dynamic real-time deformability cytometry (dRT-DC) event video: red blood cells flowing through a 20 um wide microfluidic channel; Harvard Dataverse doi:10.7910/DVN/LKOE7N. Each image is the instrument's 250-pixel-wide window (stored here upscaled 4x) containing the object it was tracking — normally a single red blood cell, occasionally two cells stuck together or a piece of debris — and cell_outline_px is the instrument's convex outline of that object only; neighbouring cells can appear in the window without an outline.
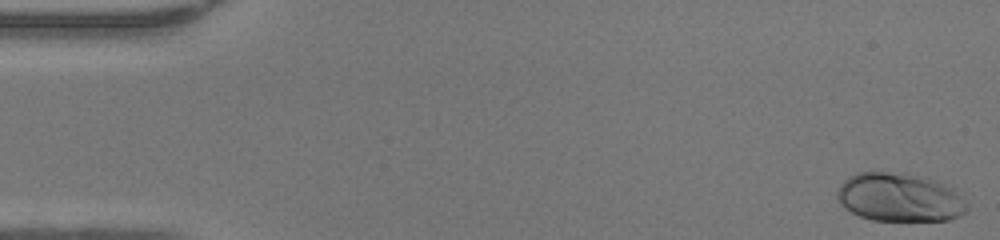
{"species": "human", "species_latin": "Homo sapiens", "temperature_condition": "warm", "stored_images_in_passage": 48, "camera_frame_rate_fps": 3000, "um_per_image_px": 0.085, "donor": {"sex": "female"}, "frame": {"image": 1, "passage_image": 1, "time_ms": 0.0, "image_size_px": [1000, 240], "cell_outline_px": [[968, 208], [960, 216], [948, 220], [872, 220], [860, 216], [844, 208], [840, 204], [836, 196], [836, 192], [840, 184], [848, 176], [856, 172], [888, 172], [940, 180], [952, 188], [956, 192]], "centroid_in_image_um": [76.41, 16.78], "position_along_channel_um": 8.6, "area_um2": 36.53}}
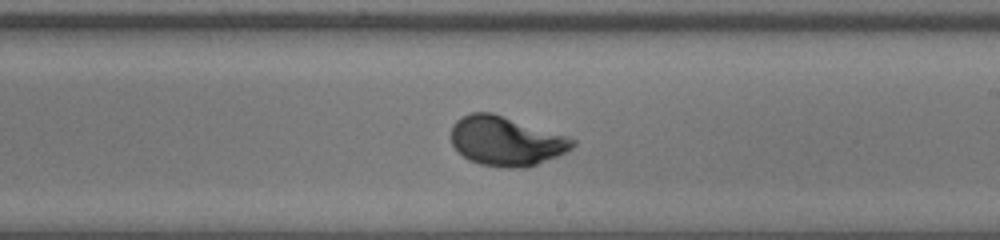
{"frame": {"image": 2, "passage_image": 28, "time_ms": 9.0, "image_size_px": [1000, 240], "cell_outline_px": [[576, 144], [572, 148], [556, 156], [536, 164], [524, 168], [500, 168], [480, 164], [468, 160], [452, 144], [452, 124], [460, 116], [472, 112], [492, 112], [568, 136], [576, 140]], "centroid_in_image_um": [43.0, 11.98], "position_along_channel_um": 246.0, "area_um2": 34.97}}
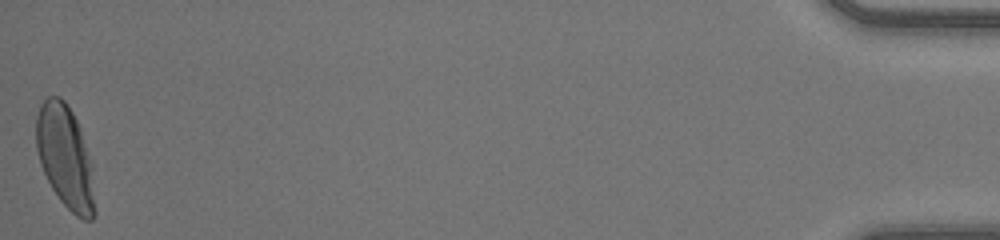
{"frame": {"image": 3, "passage_image": 48, "time_ms": 15.667, "image_size_px": [1000, 240], "cell_outline_px": [[96, 212], [92, 220], [84, 220], [76, 216], [60, 200], [52, 188], [40, 164], [36, 148], [36, 116], [40, 104], [48, 96], [60, 96], [64, 100], [72, 112], [80, 128], [92, 164]], "centroid_in_image_um": [5.55, 13.35], "position_along_channel_um": 429.6, "area_um2": 35.32}, "authors_computed_cell_mechanics": {"area_um2": 34.0153, "velocity_mm_per_s": 4.2868, "shape_relaxation_time_tau1_ms": 2.4678, "shape_relaxation_time_tau2_ms": null, "deformation_change_tau1": 0.1828, "deformation_change_tau2": null}}